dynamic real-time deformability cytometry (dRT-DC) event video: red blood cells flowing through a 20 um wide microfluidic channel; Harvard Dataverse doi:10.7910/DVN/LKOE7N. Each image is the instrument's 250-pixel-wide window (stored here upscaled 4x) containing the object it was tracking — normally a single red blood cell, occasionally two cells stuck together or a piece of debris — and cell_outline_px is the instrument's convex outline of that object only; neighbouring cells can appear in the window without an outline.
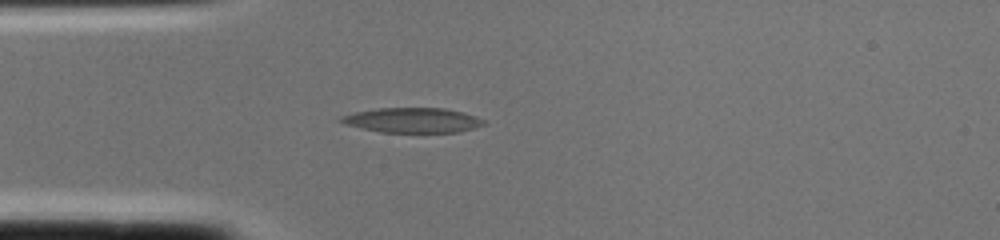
{"species": "common noctule bat (a hibernating species)", "species_latin": "Nyctalus noctula", "temperature_condition": "cold", "stored_images_in_passage": 2, "segment_of_instrument_passage": [1, 2], "camera_frame_rate_fps": 3000, "um_per_image_px": 0.085, "animal": {"sex": "female", "body_mass_g": 22.0, "forearm_length_mm": 56.7}, "frame": {"image": 1, "passage_image": 1, "time_ms": 0.0, "image_size_px": [1000, 240], "cell_outline_px": [[484, 124], [472, 128], [456, 132], [380, 132], [344, 124], [336, 120], [340, 116], [356, 112], [376, 108], [444, 108], [464, 112], [476, 116], [484, 120]], "centroid_in_image_um": [35.02, 10.21], "position_along_channel_um": 50.0, "area_um2": 20.63}}